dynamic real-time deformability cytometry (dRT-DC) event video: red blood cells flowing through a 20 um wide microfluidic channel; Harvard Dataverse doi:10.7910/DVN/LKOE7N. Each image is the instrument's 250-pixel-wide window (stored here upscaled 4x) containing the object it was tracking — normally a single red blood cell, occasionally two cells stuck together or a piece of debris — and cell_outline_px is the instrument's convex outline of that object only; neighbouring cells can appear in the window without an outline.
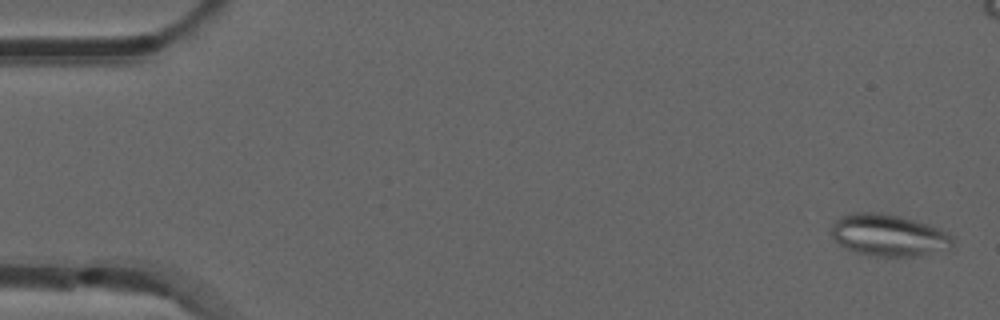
{"species": "common noctule bat (a hibernating species)", "species_latin": "Nyctalus noctula", "temperature_condition": "room temperature", "stored_images_in_passage": 54, "segment_of_instrument_passage": [1, 2], "camera_frame_rate_fps": 3000, "um_per_image_px": 0.085, "animal": {"sex": "male", "forearm_length_mm": 52.5}, "frame": {"image": 1, "passage_image": 2, "time_ms": 0.333, "image_size_px": [1000, 320], "cell_outline_px": [[952, 244], [948, 248], [916, 256], [872, 256], [856, 252], [844, 248], [832, 236], [832, 224], [840, 216], [852, 212], [876, 212], [900, 216], [940, 228], [948, 232], [952, 236]], "centroid_in_image_um": [75.5, 19.98], "position_along_channel_um": 9.5, "area_um2": 29.42}}